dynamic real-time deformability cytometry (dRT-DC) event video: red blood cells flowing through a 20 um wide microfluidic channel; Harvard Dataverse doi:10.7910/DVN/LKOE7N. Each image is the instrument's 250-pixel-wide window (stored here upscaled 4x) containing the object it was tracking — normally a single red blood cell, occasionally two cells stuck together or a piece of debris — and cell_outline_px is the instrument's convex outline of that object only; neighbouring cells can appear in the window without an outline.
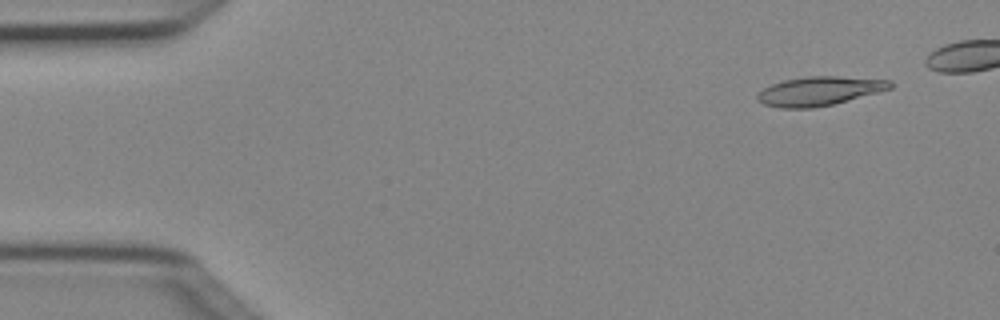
{"species": "Egyptian fruit bat (a non-hibernating species)", "species_latin": "Rousettus aegyptiacus", "temperature_condition": "cold", "stored_images_in_passage": 2, "camera_frame_rate_fps": 3000, "um_per_image_px": 0.085, "animal": {"sex": "female"}, "frame": {"image": 1, "passage_image": 1, "time_ms": 0.0, "image_size_px": [1000, 320], "cell_outline_px": [[892, 88], [832, 104], [812, 108], [780, 108], [764, 104], [756, 100], [756, 96], [764, 88], [772, 84], [784, 80], [804, 76], [836, 76], [892, 80]], "centroid_in_image_um": [69.61, 7.73], "position_along_channel_um": 15.4, "area_um2": 22.25}}